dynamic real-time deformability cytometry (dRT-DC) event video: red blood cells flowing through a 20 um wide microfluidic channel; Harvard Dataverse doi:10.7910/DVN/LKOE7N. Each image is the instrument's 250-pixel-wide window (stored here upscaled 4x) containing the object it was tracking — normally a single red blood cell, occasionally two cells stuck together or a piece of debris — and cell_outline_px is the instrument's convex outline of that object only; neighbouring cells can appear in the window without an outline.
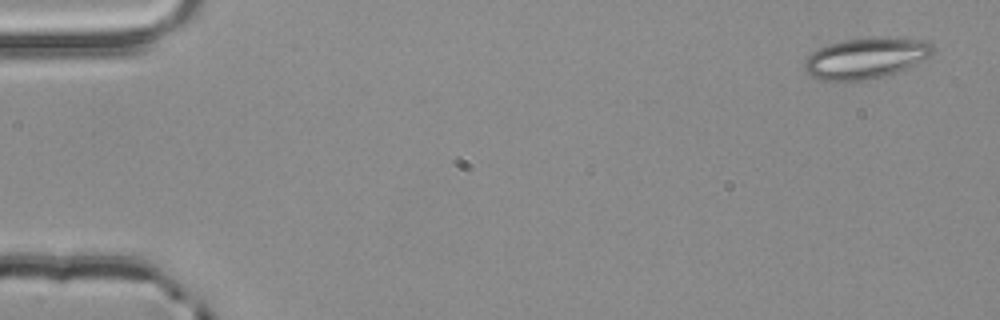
{"species": "common noctule bat (a hibernating species)", "species_latin": "Nyctalus noctula", "temperature_condition": "room temperature", "stored_images_in_passage": 53, "camera_frame_rate_fps": 3000, "um_per_image_px": 0.085, "animal": {"sex": "male", "body_mass_g": 20.4}, "frame": {"image": 1, "passage_image": 1, "time_ms": 0.0, "image_size_px": [1000, 320], "cell_outline_px": [[932, 52], [928, 56], [908, 68], [888, 76], [868, 80], [820, 80], [812, 76], [804, 68], [804, 60], [816, 48], [840, 40], [872, 36], [880, 36], [928, 40], [932, 44]], "centroid_in_image_um": [73.59, 4.92], "position_along_channel_um": 11.4, "area_um2": 31.04}}
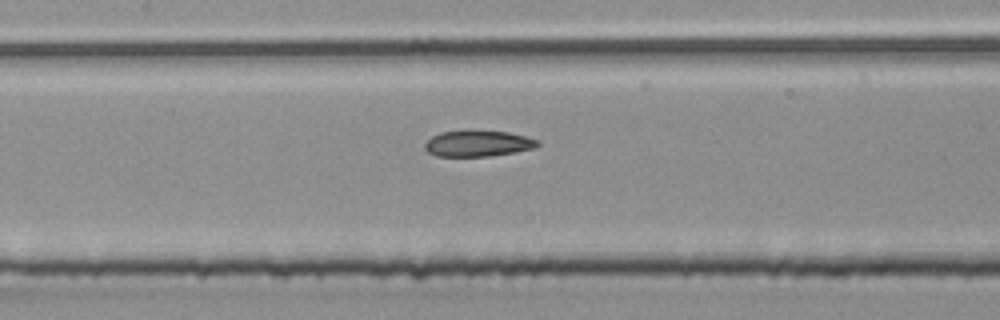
{"frame": {"image": 2, "passage_image": 24, "time_ms": 7.667, "image_size_px": [1000, 320], "cell_outline_px": [[540, 144], [536, 148], [516, 152], [492, 156], [436, 156], [428, 152], [424, 148], [424, 144], [432, 136], [440, 132], [468, 128], [508, 132], [540, 140]], "centroid_in_image_um": [40.63, 12.16], "position_along_channel_um": 166.8, "area_um2": 17.8}}
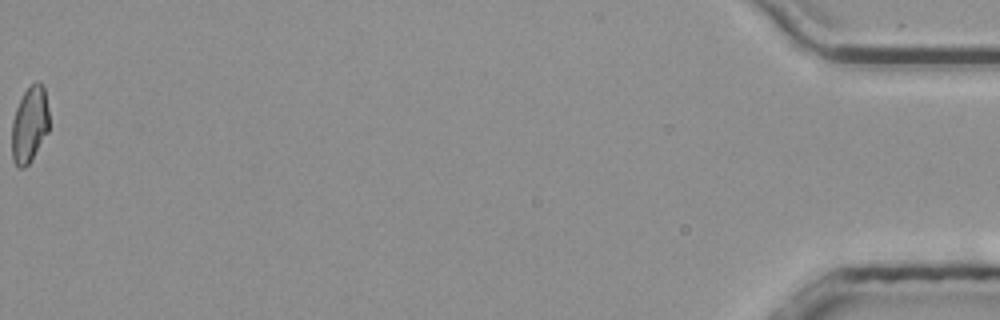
{"frame": {"image": 3, "passage_image": 53, "time_ms": 17.333, "image_size_px": [1000, 320], "cell_outline_px": [[48, 132], [32, 160], [24, 168], [16, 168], [12, 160], [12, 120], [16, 108], [24, 92], [36, 80], [40, 80], [44, 88], [48, 108]], "centroid_in_image_um": [2.51, 10.61], "position_along_channel_um": 432.7, "area_um2": 16.7}, "authors_computed_cell_mechanics": {"area_um2": 17.7446, "velocity_mm_per_s": 3.8688, "shape_relaxation_time_tau1_ms": null, "shape_relaxation_time_tau2_ms": 4.0145, "deformation_change_tau1": null, "deformation_change_tau2": 0.1115}}